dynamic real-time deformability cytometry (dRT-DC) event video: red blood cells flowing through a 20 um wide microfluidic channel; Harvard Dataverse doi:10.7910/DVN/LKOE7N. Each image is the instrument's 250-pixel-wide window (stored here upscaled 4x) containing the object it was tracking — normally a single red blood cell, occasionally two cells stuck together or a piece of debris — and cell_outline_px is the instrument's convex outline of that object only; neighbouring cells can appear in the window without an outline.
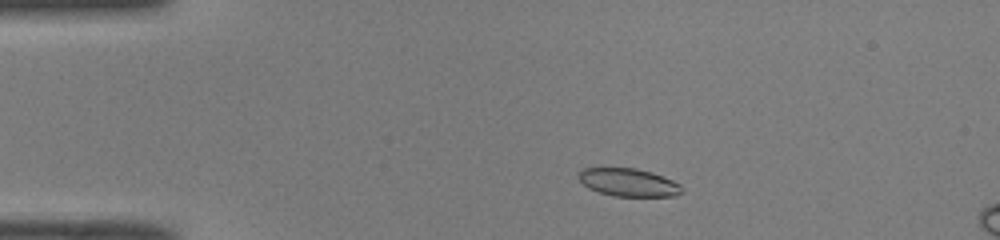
{"species": "common noctule bat (a hibernating species)", "species_latin": "Nyctalus noctula", "temperature_condition": "room temperature", "stored_images_in_passage": 11, "camera_frame_rate_fps": 3000, "um_per_image_px": 0.085, "animal": {"sex": "male", "body_mass_g": 19.0, "forearm_length_mm": 50.8}, "frame": {"image": 1, "passage_image": 5, "time_ms": 1.333, "image_size_px": [1000, 240], "cell_outline_px": [[684, 192], [676, 196], [612, 196], [588, 188], [576, 176], [584, 168], [636, 168], [652, 172], [672, 180], [680, 184], [684, 188]], "centroid_in_image_um": [53.46, 15.51], "position_along_channel_um": 31.5, "area_um2": 16.88}}